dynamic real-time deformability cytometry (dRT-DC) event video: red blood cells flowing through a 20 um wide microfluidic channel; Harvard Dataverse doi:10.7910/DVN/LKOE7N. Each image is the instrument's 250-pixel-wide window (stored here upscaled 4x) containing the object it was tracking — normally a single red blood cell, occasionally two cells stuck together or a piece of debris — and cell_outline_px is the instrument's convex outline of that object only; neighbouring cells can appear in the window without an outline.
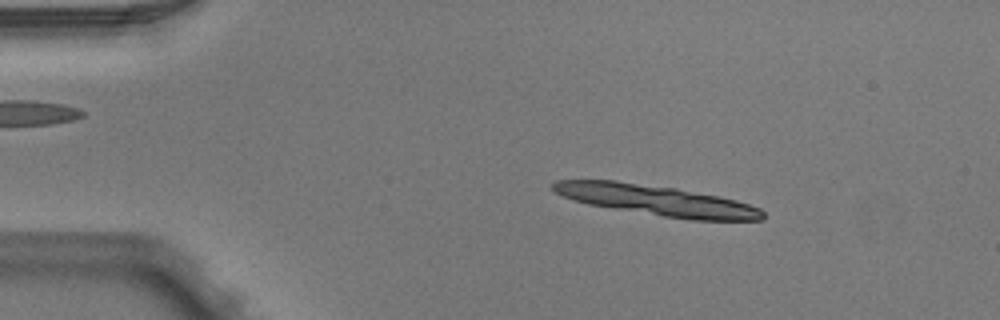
{"species": "Egyptian fruit bat (a non-hibernating species)", "species_latin": "Rousettus aegyptiacus", "temperature_condition": "warm", "stored_images_in_passage": 5, "segment_of_instrument_passage": [1, 2], "camera_frame_rate_fps": 3000, "um_per_image_px": 0.085, "animal": {"sex": "male"}, "frame": {"image": 1, "passage_image": 2, "time_ms": 0.333, "image_size_px": [1000, 320], "cell_outline_px": [[764, 220], [692, 220], [664, 216], [588, 204], [572, 200], [556, 192], [552, 188], [552, 184], [556, 180], [616, 180], [676, 188], [736, 200], [760, 208], [764, 212]], "centroid_in_image_um": [55.82, 17.02], "position_along_channel_um": 29.2, "area_um2": 36.76}}